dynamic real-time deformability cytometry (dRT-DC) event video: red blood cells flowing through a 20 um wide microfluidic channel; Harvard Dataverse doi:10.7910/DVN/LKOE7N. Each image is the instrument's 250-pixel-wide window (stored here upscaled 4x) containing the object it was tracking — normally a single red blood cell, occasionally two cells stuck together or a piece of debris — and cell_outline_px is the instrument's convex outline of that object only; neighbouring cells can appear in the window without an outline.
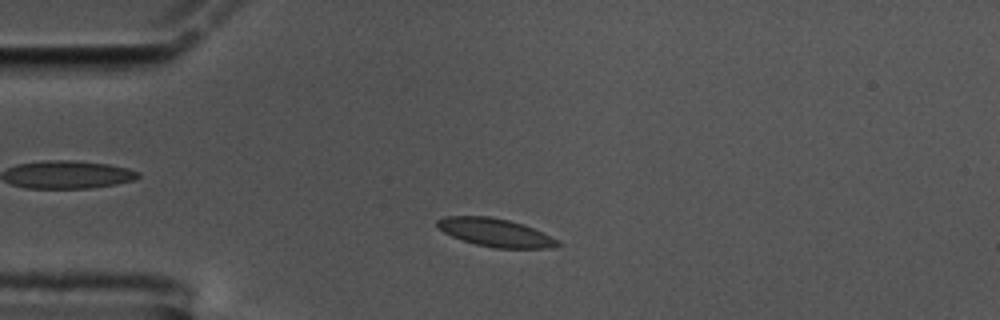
{"species": "common noctule bat (a hibernating species)", "species_latin": "Nyctalus noctula", "temperature_condition": "cold", "stored_images_in_passage": 52, "camera_frame_rate_fps": 3000, "um_per_image_px": 0.085, "animal": {"sex": "male", "body_mass_g": 17.5, "forearm_length_mm": 52.3}, "frame": {"image": 1, "passage_image": 8, "time_ms": 2.333, "image_size_px": [1000, 320], "cell_outline_px": [[560, 244], [552, 248], [496, 248], [476, 244], [452, 236], [436, 228], [436, 220], [444, 216], [488, 216], [508, 220], [524, 224], [556, 240]], "centroid_in_image_um": [42.03, 19.75], "position_along_channel_um": 43.0, "area_um2": 19.48}}
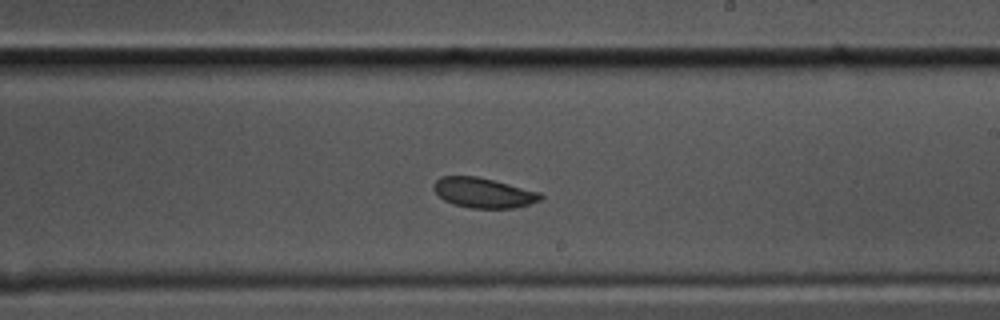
{"frame": {"image": 2, "passage_image": 28, "time_ms": 9.0, "image_size_px": [1000, 320], "cell_outline_px": [[544, 196], [540, 200], [516, 208], [472, 208], [452, 204], [444, 200], [432, 188], [432, 184], [440, 176], [476, 176], [540, 192]], "centroid_in_image_um": [41.06, 16.39], "position_along_channel_um": 247.9, "area_um2": 18.61}}
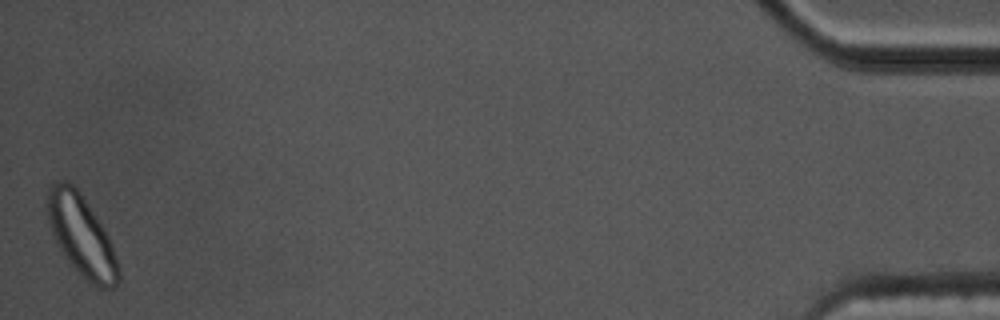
{"frame": {"image": 3, "passage_image": 52, "time_ms": 17.0, "image_size_px": [1000, 320], "cell_outline_px": [[120, 280], [112, 288], [100, 288], [92, 284], [64, 256], [48, 224], [48, 188], [52, 184], [60, 180], [68, 180], [80, 192], [104, 228], [108, 236], [120, 268]], "centroid_in_image_um": [6.94, 20.01], "position_along_channel_um": 428.3, "area_um2": 32.89}, "authors_computed_cell_mechanics": {"area_um2": 19.3052, "velocity_mm_per_s": 3.412, "shape_relaxation_time_tau1_ms": 7.1104, "shape_relaxation_time_tau2_ms": null, "deformation_change_tau1": 0.0955, "deformation_change_tau2": null}}